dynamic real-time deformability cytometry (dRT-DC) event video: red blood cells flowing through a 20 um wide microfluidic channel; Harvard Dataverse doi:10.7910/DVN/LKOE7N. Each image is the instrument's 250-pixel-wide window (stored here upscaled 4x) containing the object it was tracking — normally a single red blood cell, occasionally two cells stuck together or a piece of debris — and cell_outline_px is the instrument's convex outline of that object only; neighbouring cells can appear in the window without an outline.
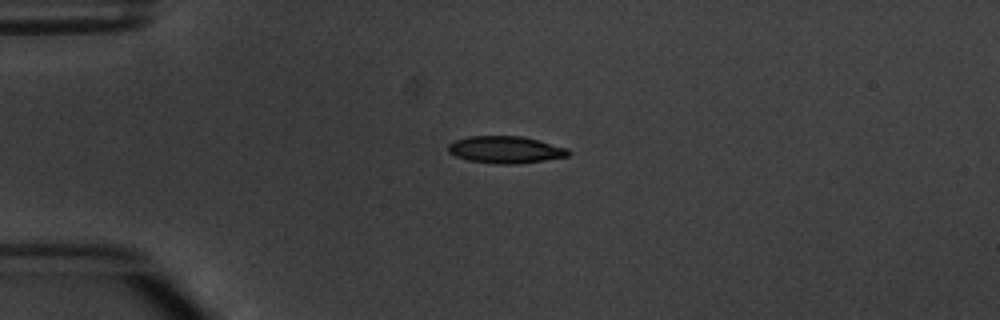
{"species": "common noctule bat (a hibernating species)", "species_latin": "Nyctalus noctula", "temperature_condition": "warm", "stored_images_in_passage": 5, "camera_frame_rate_fps": 3000, "um_per_image_px": 0.085, "animal": {"sex": "male", "body_mass_g": 20.1, "forearm_length_mm": 53.5}, "frame": {"image": 1, "passage_image": 4, "time_ms": 3.667, "image_size_px": [1000, 320], "cell_outline_px": [[572, 152], [568, 156], [544, 160], [516, 164], [500, 164], [468, 160], [456, 156], [448, 152], [448, 144], [456, 140], [468, 136], [524, 136], [540, 140], [568, 148]], "centroid_in_image_um": [43.0, 12.71], "position_along_channel_um": 42.0, "area_um2": 19.02}}